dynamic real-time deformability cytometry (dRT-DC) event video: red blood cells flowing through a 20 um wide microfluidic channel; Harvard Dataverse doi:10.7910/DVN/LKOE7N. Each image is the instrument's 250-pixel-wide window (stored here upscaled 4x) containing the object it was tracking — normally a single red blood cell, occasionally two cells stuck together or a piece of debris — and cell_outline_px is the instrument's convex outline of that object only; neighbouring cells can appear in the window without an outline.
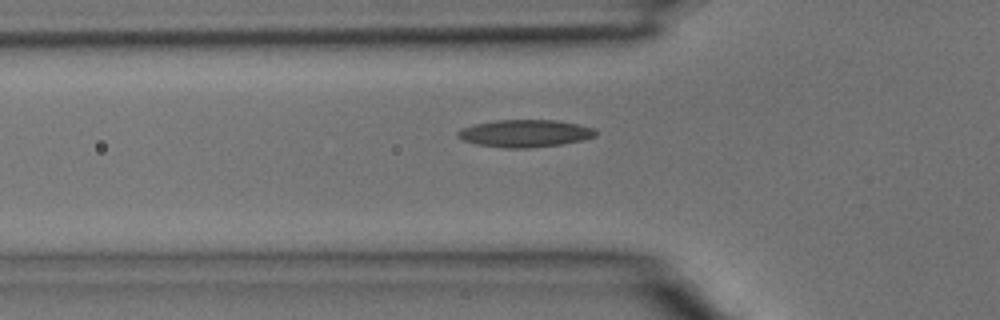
{"species": "common noctule bat (a hibernating species)", "species_latin": "Nyctalus noctula", "temperature_condition": "room temperature", "stored_images_in_passage": 3, "camera_frame_rate_fps": 3000, "um_per_image_px": 0.085, "animal": {"sex": "male", "body_mass_g": 15.6}, "frame": {"image": 1, "passage_image": 3, "time_ms": 0.667, "image_size_px": [1000, 320], "cell_outline_px": [[596, 136], [564, 144], [528, 148], [504, 148], [476, 144], [464, 140], [456, 136], [456, 132], [460, 128], [476, 124], [496, 120], [556, 120], [580, 124], [596, 128]], "centroid_in_image_um": [44.63, 11.33], "position_along_channel_um": 81.2, "area_um2": 22.14}}